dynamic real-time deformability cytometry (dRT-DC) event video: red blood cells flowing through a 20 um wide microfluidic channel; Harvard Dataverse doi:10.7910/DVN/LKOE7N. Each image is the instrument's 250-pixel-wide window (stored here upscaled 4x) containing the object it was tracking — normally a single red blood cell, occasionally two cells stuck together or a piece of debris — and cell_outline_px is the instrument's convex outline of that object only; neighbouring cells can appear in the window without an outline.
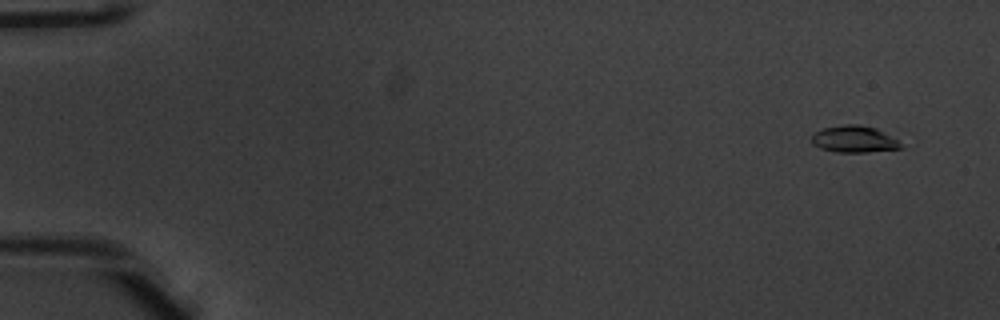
{"species": "common noctule bat (a hibernating species)", "species_latin": "Nyctalus noctula", "temperature_condition": "warm", "stored_images_in_passage": 53, "camera_frame_rate_fps": 3000, "um_per_image_px": 0.085, "animal": {"sex": "male", "body_mass_g": 20.1, "forearm_length_mm": 53.5}, "frame": {"image": 1, "passage_image": 4, "time_ms": 1.0, "image_size_px": [1000, 320], "cell_outline_px": [[904, 148], [868, 152], [836, 152], [820, 148], [812, 144], [812, 136], [816, 132], [824, 128], [844, 124], [860, 124], [876, 128], [896, 140]], "centroid_in_image_um": [72.58, 11.83], "position_along_channel_um": 12.4, "area_um2": 13.76}}
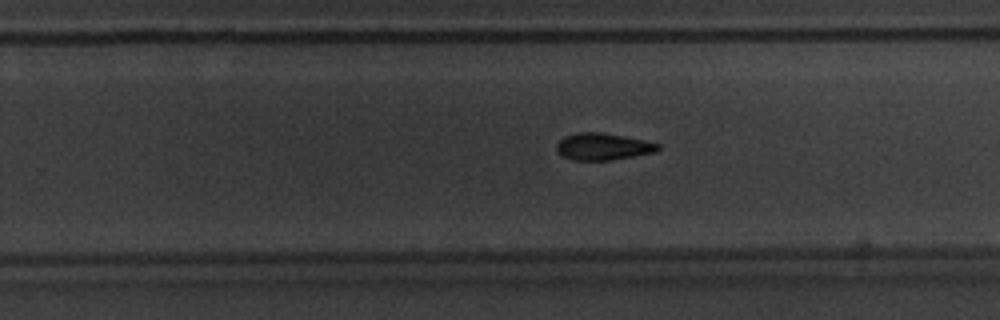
{"frame": {"image": 2, "passage_image": 35, "time_ms": 11.333, "image_size_px": [1000, 320], "cell_outline_px": [[660, 148], [656, 152], [608, 160], [572, 160], [556, 152], [556, 144], [564, 136], [576, 132], [600, 132], [644, 140], [660, 144]], "centroid_in_image_um": [51.22, 12.45], "position_along_channel_um": 278.6, "area_um2": 15.84}}
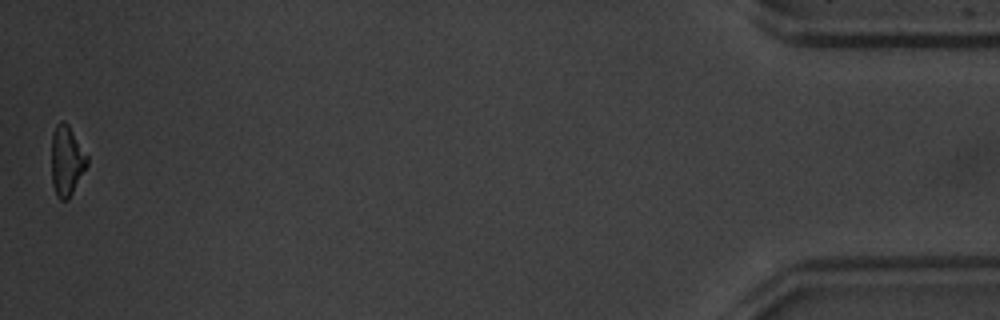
{"frame": {"image": 3, "passage_image": 53, "time_ms": 17.333, "image_size_px": [1000, 320], "cell_outline_px": [[88, 164], [68, 200], [60, 200], [56, 196], [52, 184], [52, 132], [56, 124], [60, 120], [64, 120], [68, 124], [88, 156]], "centroid_in_image_um": [5.66, 13.65], "position_along_channel_um": 429.5, "area_um2": 14.62}, "authors_computed_cell_mechanics": {"area_um2": 15.4326, "velocity_mm_per_s": 3.9468, "shape_relaxation_time_tau1_ms": 1.9528, "shape_relaxation_time_tau2_ms": null, "deformation_change_tau1": 0.1354, "deformation_change_tau2": null}}